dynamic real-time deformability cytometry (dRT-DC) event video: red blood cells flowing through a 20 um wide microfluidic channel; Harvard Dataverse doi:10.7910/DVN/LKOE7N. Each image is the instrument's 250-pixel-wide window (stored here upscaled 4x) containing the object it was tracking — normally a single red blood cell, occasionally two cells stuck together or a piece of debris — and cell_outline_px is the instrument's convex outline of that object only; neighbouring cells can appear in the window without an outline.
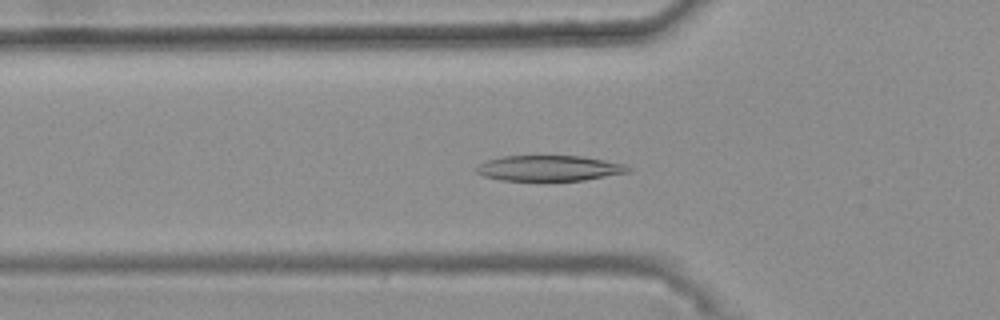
{"species": "common noctule bat (a hibernating species)", "species_latin": "Nyctalus noctula", "temperature_condition": "warm", "stored_images_in_passage": 45, "camera_frame_rate_fps": 3000, "um_per_image_px": 0.085, "animal": {"sex": "female", "body_mass_g": 25.1}, "frame": {"image": 1, "passage_image": 17, "time_ms": 5.333, "image_size_px": [1000, 320], "cell_outline_px": [[632, 168], [628, 172], [584, 180], [500, 180], [484, 176], [476, 172], [476, 168], [480, 164], [488, 160], [500, 156], [584, 156], [624, 164]], "centroid_in_image_um": [46.68, 14.29], "position_along_channel_um": 79.1, "area_um2": 22.37}}
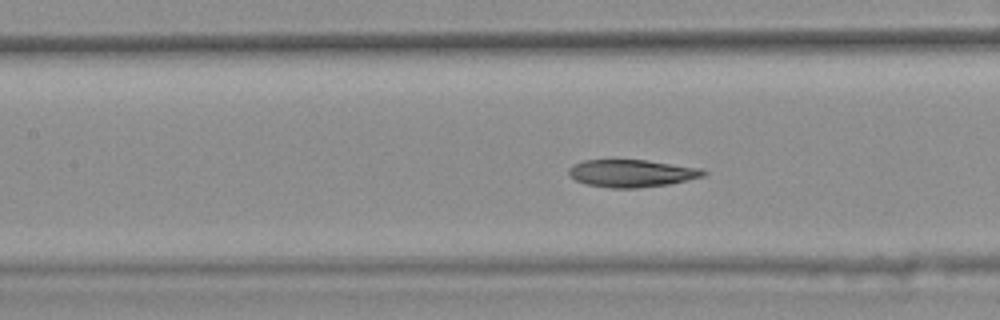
{"frame": {"image": 2, "passage_image": 23, "time_ms": 7.333, "image_size_px": [1000, 320], "cell_outline_px": [[708, 172], [704, 176], [668, 184], [636, 188], [608, 188], [588, 184], [576, 180], [568, 176], [568, 168], [572, 164], [584, 160], [648, 160], [700, 168]], "centroid_in_image_um": [53.66, 14.72], "position_along_channel_um": 153.7, "area_um2": 21.56}}
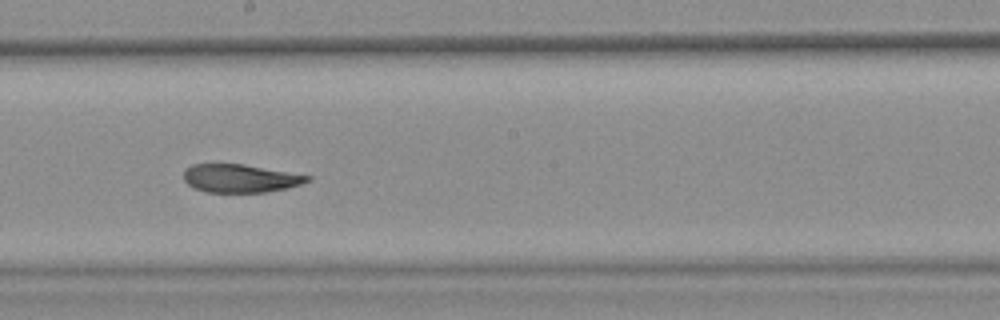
{"frame": {"image": 3, "passage_image": 29, "time_ms": 9.333, "image_size_px": [1000, 320], "cell_outline_px": [[312, 180], [288, 188], [264, 192], [208, 192], [196, 188], [188, 184], [184, 180], [184, 168], [192, 164], [244, 164], [312, 176]], "centroid_in_image_um": [20.43, 15.15], "position_along_channel_um": 227.8, "area_um2": 20.29}, "authors_computed_cell_mechanics": {"area_um2": 22.6576, "velocity_mm_per_s": 3.7126, "shape_relaxation_time_tau1_ms": 7.2298, "shape_relaxation_time_tau2_ms": 2.8138, "deformation_change_tau1": 0.2018, "deformation_change_tau2": 0.0996}}